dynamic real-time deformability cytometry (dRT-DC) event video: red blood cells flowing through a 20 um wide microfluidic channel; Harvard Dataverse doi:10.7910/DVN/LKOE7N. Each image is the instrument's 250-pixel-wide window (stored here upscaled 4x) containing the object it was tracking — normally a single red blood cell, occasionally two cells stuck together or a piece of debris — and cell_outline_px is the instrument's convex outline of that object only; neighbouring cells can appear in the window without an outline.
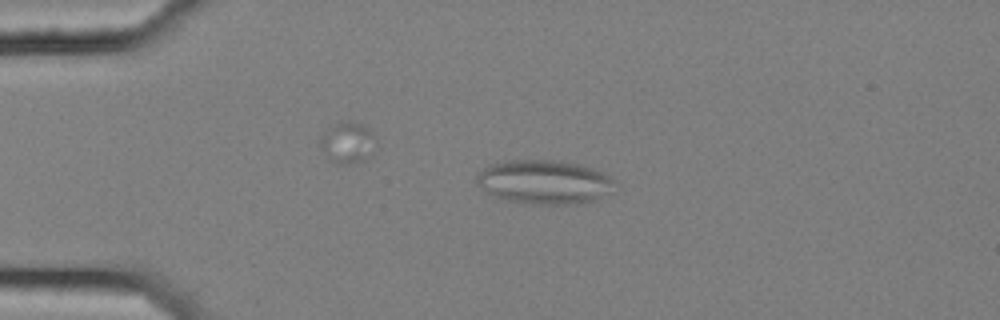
{"species": "common noctule bat (a hibernating species)", "species_latin": "Nyctalus noctula", "temperature_condition": "cold", "stored_images_in_passage": 15, "camera_frame_rate_fps": 3000, "um_per_image_px": 0.085, "animal": {"sex": "female", "body_mass_g": 25.1}, "frame": {"image": 1, "passage_image": 11, "time_ms": 3.333, "image_size_px": [1000, 320], "cell_outline_px": [[616, 180], [612, 192], [596, 200], [576, 204], [532, 204], [512, 200], [496, 196], [488, 192], [476, 184], [476, 172], [488, 164], [504, 160], [560, 160], [580, 164], [592, 168]], "centroid_in_image_um": [46.26, 15.45], "position_along_channel_um": 38.7, "area_um2": 35.66}}